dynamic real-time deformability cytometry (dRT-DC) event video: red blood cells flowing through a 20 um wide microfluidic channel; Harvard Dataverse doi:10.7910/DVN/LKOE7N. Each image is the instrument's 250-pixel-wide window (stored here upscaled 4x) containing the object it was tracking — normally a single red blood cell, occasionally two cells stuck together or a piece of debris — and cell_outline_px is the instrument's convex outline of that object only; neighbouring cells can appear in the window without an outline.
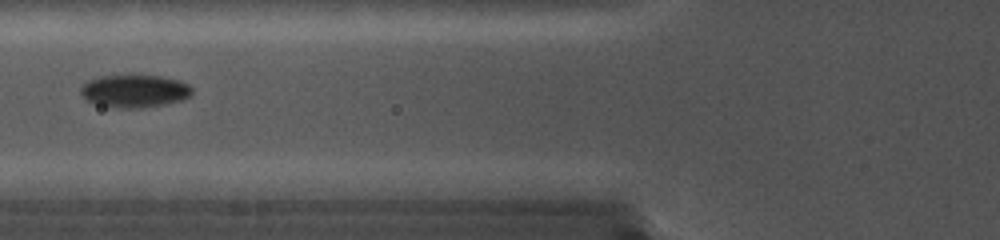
{"species": "common noctule bat (a hibernating species)", "species_latin": "Nyctalus noctula", "temperature_condition": "cold", "stored_images_in_passage": 8, "camera_frame_rate_fps": 5000, "um_per_image_px": 0.085, "animal": {"sex": "female", "body_mass_g": 19.0, "forearm_length_mm": 56.7}, "frame": {"image": 1, "passage_image": 4, "time_ms": 0.6, "image_size_px": [1000, 240], "cell_outline_px": [[192, 92], [188, 96], [180, 100], [164, 104], [144, 108], [116, 108], [96, 104], [84, 100], [80, 92], [80, 88], [88, 80], [100, 76], [160, 76], [176, 80], [188, 84], [192, 88]], "centroid_in_image_um": [11.38, 7.75], "position_along_channel_um": 114.4, "area_um2": 21.1}}
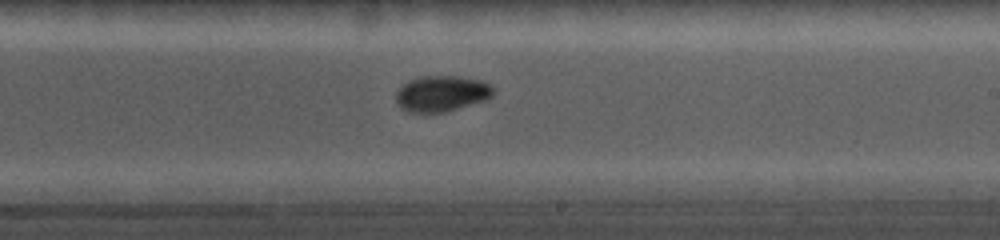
{"frame": {"image": 2, "passage_image": 8, "time_ms": 1.4, "image_size_px": [1000, 240], "cell_outline_px": [[496, 92], [492, 96], [484, 100], [444, 112], [424, 116], [408, 112], [400, 108], [396, 100], [396, 92], [408, 80], [420, 76], [456, 76], [480, 80], [488, 84]], "centroid_in_image_um": [37.47, 7.99], "position_along_channel_um": 251.5, "area_um2": 20.69}}